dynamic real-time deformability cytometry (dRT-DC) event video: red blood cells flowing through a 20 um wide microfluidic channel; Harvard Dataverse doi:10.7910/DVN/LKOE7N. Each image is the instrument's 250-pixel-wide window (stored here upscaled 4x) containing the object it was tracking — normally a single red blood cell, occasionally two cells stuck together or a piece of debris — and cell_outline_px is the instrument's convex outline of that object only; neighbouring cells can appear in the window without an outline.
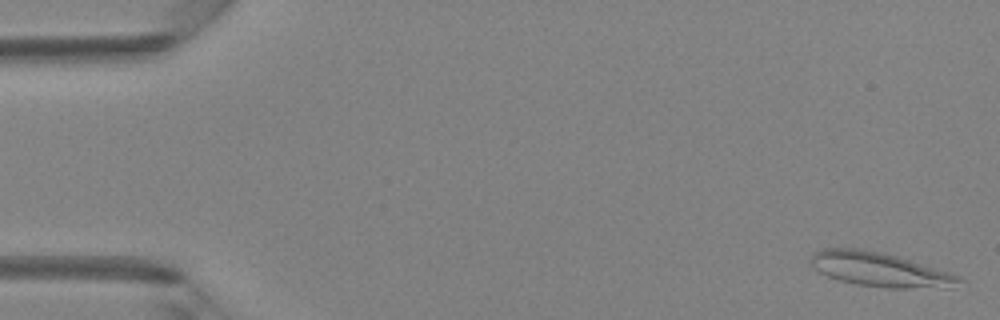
{"species": "Egyptian fruit bat (a non-hibernating species)", "species_latin": "Rousettus aegyptiacus", "temperature_condition": "room temperature", "stored_images_in_passage": 48, "camera_frame_rate_fps": 3000, "um_per_image_px": 0.085, "animal": {"sex": "female"}, "frame": {"image": 1, "passage_image": 1, "time_ms": 0.0, "image_size_px": [1000, 320], "cell_outline_px": [[964, 280], [952, 288], [888, 288], [856, 284], [836, 280], [812, 268], [808, 260], [816, 252], [824, 248], [860, 248], [880, 252], [896, 256], [948, 272], [960, 276]], "centroid_in_image_um": [74.76, 22.92], "position_along_channel_um": 10.2, "area_um2": 29.59}}
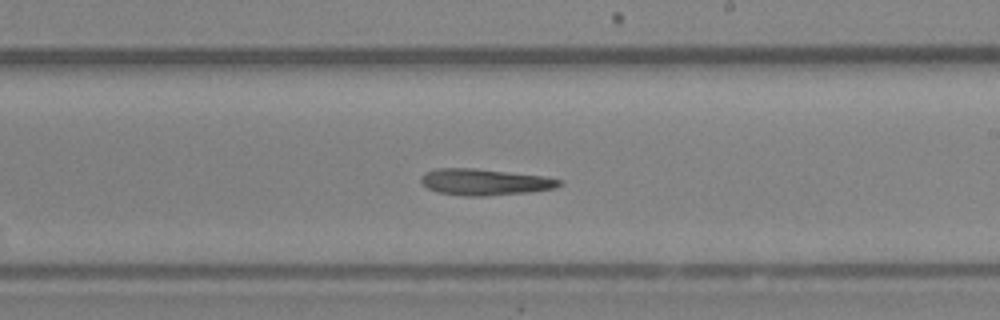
{"frame": {"image": 2, "passage_image": 28, "time_ms": 9.0, "image_size_px": [1000, 320], "cell_outline_px": [[564, 184], [556, 188], [528, 192], [484, 196], [464, 196], [436, 192], [428, 188], [420, 180], [420, 176], [424, 172], [436, 168], [476, 168], [544, 176], [564, 180]], "centroid_in_image_um": [41.21, 15.46], "position_along_channel_um": 247.8, "area_um2": 21.5}}
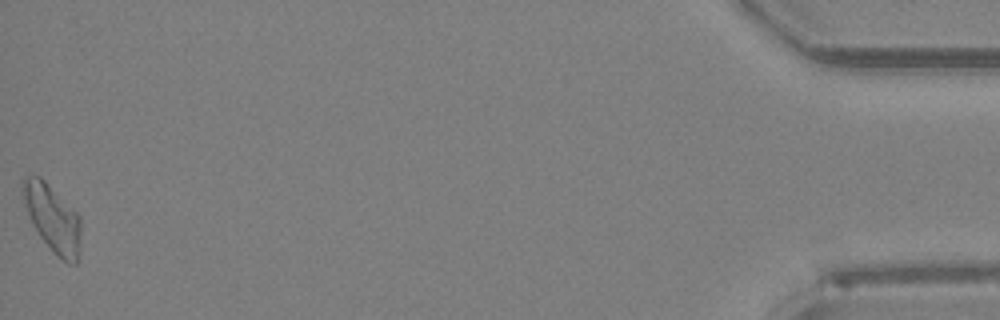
{"frame": {"image": 3, "passage_image": 48, "time_ms": 15.667, "image_size_px": [1000, 320], "cell_outline_px": [[80, 248], [76, 264], [68, 264], [40, 236], [32, 224], [24, 204], [24, 176], [40, 176], [80, 216]], "centroid_in_image_um": [4.49, 18.56], "position_along_channel_um": 430.7, "area_um2": 21.91}}